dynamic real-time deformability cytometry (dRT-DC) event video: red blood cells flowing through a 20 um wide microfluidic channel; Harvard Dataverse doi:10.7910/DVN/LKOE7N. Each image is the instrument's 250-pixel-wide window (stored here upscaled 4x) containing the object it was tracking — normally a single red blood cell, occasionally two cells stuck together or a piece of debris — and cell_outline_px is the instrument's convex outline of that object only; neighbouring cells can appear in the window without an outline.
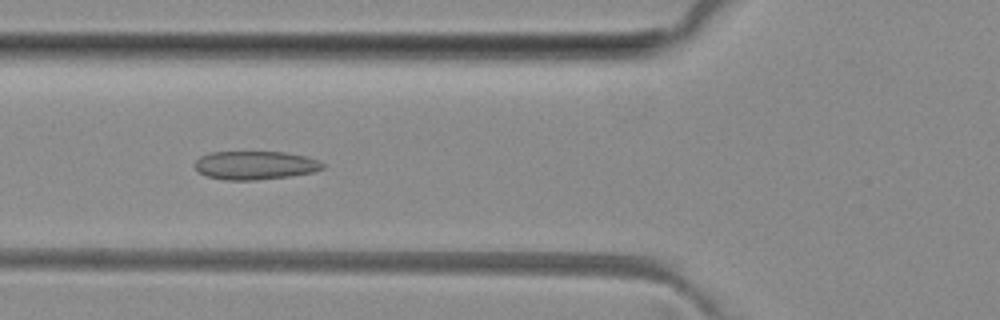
{"species": "common noctule bat (a hibernating species)", "species_latin": "Nyctalus noctula", "temperature_condition": "room temperature", "stored_images_in_passage": 6, "camera_frame_rate_fps": 3000, "um_per_image_px": 0.085, "animal": {"sex": "female", "body_mass_g": 29.2, "forearm_length_mm": 56.3}, "frame": {"image": 1, "passage_image": 4, "time_ms": 4.333, "image_size_px": [1000, 320], "cell_outline_px": [[324, 168], [312, 172], [288, 176], [256, 180], [224, 180], [204, 176], [192, 164], [200, 156], [208, 152], [284, 152], [304, 156], [316, 160], [324, 164]], "centroid_in_image_um": [21.61, 14.05], "position_along_channel_um": 104.2, "area_um2": 21.21}}
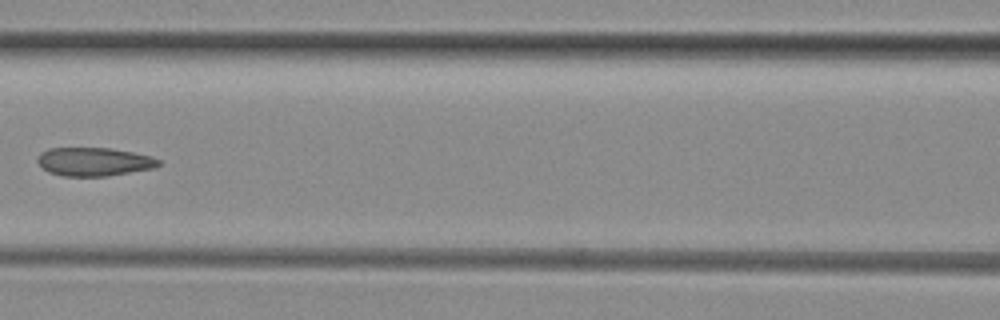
{"frame": {"image": 2, "passage_image": 5, "time_ms": 5.667, "image_size_px": [1000, 320], "cell_outline_px": [[160, 164], [152, 168], [108, 176], [60, 176], [48, 172], [36, 160], [40, 152], [48, 148], [112, 148], [152, 156], [160, 160]], "centroid_in_image_um": [7.96, 13.74], "position_along_channel_um": 158.6, "area_um2": 20.11}}
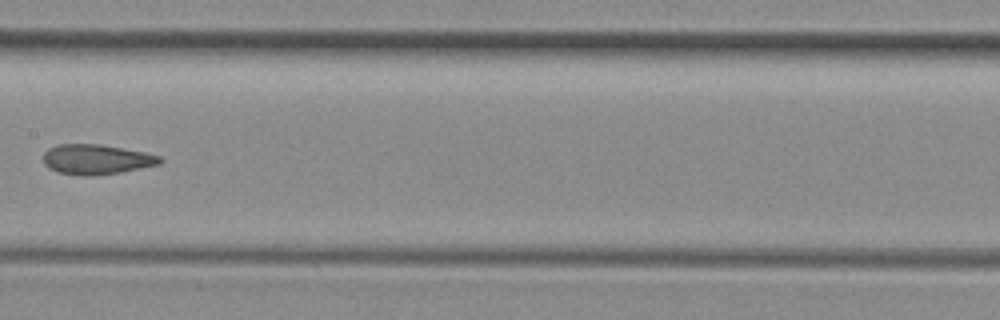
{"frame": {"image": 3, "passage_image": 6, "time_ms": 6.667, "image_size_px": [1000, 320], "cell_outline_px": [[164, 160], [160, 164], [120, 172], [92, 176], [80, 176], [56, 172], [48, 168], [44, 164], [44, 152], [48, 148], [56, 144], [100, 144], [144, 152], [160, 156]], "centroid_in_image_um": [8.16, 13.55], "position_along_channel_um": 199.2, "area_um2": 20.52}}